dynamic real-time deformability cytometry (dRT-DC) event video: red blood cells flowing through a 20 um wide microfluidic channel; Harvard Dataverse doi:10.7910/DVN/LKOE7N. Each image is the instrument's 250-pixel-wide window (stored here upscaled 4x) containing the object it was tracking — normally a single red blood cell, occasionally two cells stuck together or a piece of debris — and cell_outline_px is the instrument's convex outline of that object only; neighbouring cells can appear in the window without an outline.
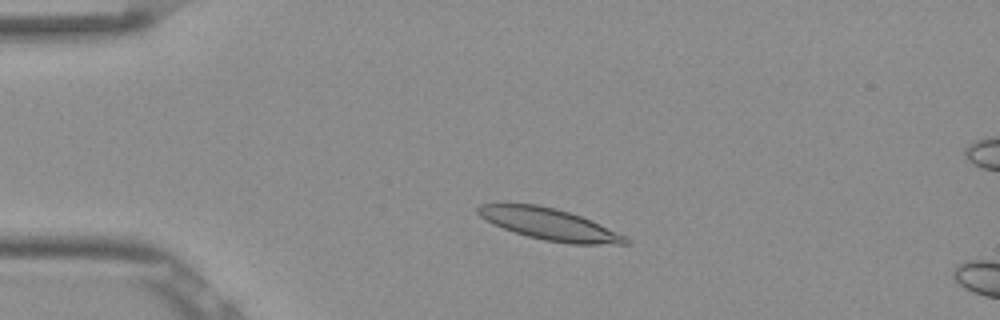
{"species": "Egyptian fruit bat (a non-hibernating species)", "species_latin": "Rousettus aegyptiacus", "temperature_condition": "room temperature", "stored_images_in_passage": 7, "camera_frame_rate_fps": 3000, "um_per_image_px": 0.085, "frame": {"image": 1, "passage_image": 3, "time_ms": 0.667, "image_size_px": [1000, 320], "cell_outline_px": [[632, 240], [628, 244], [572, 244], [544, 240], [528, 236], [492, 224], [480, 216], [476, 212], [476, 208], [480, 204], [536, 204], [556, 208], [592, 220]], "centroid_in_image_um": [46.7, 19.06], "position_along_channel_um": 38.3, "area_um2": 26.88}}